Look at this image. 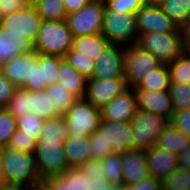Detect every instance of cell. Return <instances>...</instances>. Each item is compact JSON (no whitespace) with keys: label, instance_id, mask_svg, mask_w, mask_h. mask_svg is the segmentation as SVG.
<instances>
[{"label":"cell","instance_id":"6da1fadb","mask_svg":"<svg viewBox=\"0 0 190 190\" xmlns=\"http://www.w3.org/2000/svg\"><path fill=\"white\" fill-rule=\"evenodd\" d=\"M2 167L5 185L20 189L41 182L34 153L17 151L9 147L2 148Z\"/></svg>","mask_w":190,"mask_h":190},{"label":"cell","instance_id":"7a4b0ae2","mask_svg":"<svg viewBox=\"0 0 190 190\" xmlns=\"http://www.w3.org/2000/svg\"><path fill=\"white\" fill-rule=\"evenodd\" d=\"M72 41L66 20H42L34 45L41 54L64 57L71 50Z\"/></svg>","mask_w":190,"mask_h":190},{"label":"cell","instance_id":"3957f363","mask_svg":"<svg viewBox=\"0 0 190 190\" xmlns=\"http://www.w3.org/2000/svg\"><path fill=\"white\" fill-rule=\"evenodd\" d=\"M137 45L165 65L175 61L185 52L182 33H144L139 36Z\"/></svg>","mask_w":190,"mask_h":190},{"label":"cell","instance_id":"277c9868","mask_svg":"<svg viewBox=\"0 0 190 190\" xmlns=\"http://www.w3.org/2000/svg\"><path fill=\"white\" fill-rule=\"evenodd\" d=\"M102 35L110 43H118L124 46L137 44L139 35L136 15L111 11L105 6Z\"/></svg>","mask_w":190,"mask_h":190},{"label":"cell","instance_id":"5b68a950","mask_svg":"<svg viewBox=\"0 0 190 190\" xmlns=\"http://www.w3.org/2000/svg\"><path fill=\"white\" fill-rule=\"evenodd\" d=\"M130 122L134 138V149L144 151L157 144L160 134L169 125V120L139 109L136 110Z\"/></svg>","mask_w":190,"mask_h":190},{"label":"cell","instance_id":"8992f818","mask_svg":"<svg viewBox=\"0 0 190 190\" xmlns=\"http://www.w3.org/2000/svg\"><path fill=\"white\" fill-rule=\"evenodd\" d=\"M68 136H89L98 129L101 122L100 108L95 107L84 98L77 101L64 115Z\"/></svg>","mask_w":190,"mask_h":190},{"label":"cell","instance_id":"52a82bcc","mask_svg":"<svg viewBox=\"0 0 190 190\" xmlns=\"http://www.w3.org/2000/svg\"><path fill=\"white\" fill-rule=\"evenodd\" d=\"M162 63L137 44L127 45L124 54V78L129 88H135L145 76Z\"/></svg>","mask_w":190,"mask_h":190},{"label":"cell","instance_id":"ba28073f","mask_svg":"<svg viewBox=\"0 0 190 190\" xmlns=\"http://www.w3.org/2000/svg\"><path fill=\"white\" fill-rule=\"evenodd\" d=\"M63 143L47 140L37 141L34 157L41 179L60 175L70 169Z\"/></svg>","mask_w":190,"mask_h":190},{"label":"cell","instance_id":"9c48e42d","mask_svg":"<svg viewBox=\"0 0 190 190\" xmlns=\"http://www.w3.org/2000/svg\"><path fill=\"white\" fill-rule=\"evenodd\" d=\"M105 6L100 3L89 2L78 12L68 14L66 22L73 37L92 34H102V21Z\"/></svg>","mask_w":190,"mask_h":190},{"label":"cell","instance_id":"30bf717a","mask_svg":"<svg viewBox=\"0 0 190 190\" xmlns=\"http://www.w3.org/2000/svg\"><path fill=\"white\" fill-rule=\"evenodd\" d=\"M135 15L139 36L150 32L182 33L180 27L163 12L158 4L147 3Z\"/></svg>","mask_w":190,"mask_h":190},{"label":"cell","instance_id":"8fae6325","mask_svg":"<svg viewBox=\"0 0 190 190\" xmlns=\"http://www.w3.org/2000/svg\"><path fill=\"white\" fill-rule=\"evenodd\" d=\"M126 46L109 43L95 60V69L90 78H124V54Z\"/></svg>","mask_w":190,"mask_h":190},{"label":"cell","instance_id":"7c38bea8","mask_svg":"<svg viewBox=\"0 0 190 190\" xmlns=\"http://www.w3.org/2000/svg\"><path fill=\"white\" fill-rule=\"evenodd\" d=\"M128 89L129 86L125 78H111L107 80L88 78L84 99L101 109Z\"/></svg>","mask_w":190,"mask_h":190},{"label":"cell","instance_id":"4fadbf2b","mask_svg":"<svg viewBox=\"0 0 190 190\" xmlns=\"http://www.w3.org/2000/svg\"><path fill=\"white\" fill-rule=\"evenodd\" d=\"M42 20L36 6L30 1L23 8L0 19L8 31L21 32L35 42Z\"/></svg>","mask_w":190,"mask_h":190},{"label":"cell","instance_id":"5bb4252c","mask_svg":"<svg viewBox=\"0 0 190 190\" xmlns=\"http://www.w3.org/2000/svg\"><path fill=\"white\" fill-rule=\"evenodd\" d=\"M39 52H23L2 65V74L17 87L32 84L33 66L38 62Z\"/></svg>","mask_w":190,"mask_h":190},{"label":"cell","instance_id":"9a60e30c","mask_svg":"<svg viewBox=\"0 0 190 190\" xmlns=\"http://www.w3.org/2000/svg\"><path fill=\"white\" fill-rule=\"evenodd\" d=\"M98 129L104 133L108 146L113 147L114 153L124 154L134 149V138L130 121L102 120Z\"/></svg>","mask_w":190,"mask_h":190},{"label":"cell","instance_id":"2e32d148","mask_svg":"<svg viewBox=\"0 0 190 190\" xmlns=\"http://www.w3.org/2000/svg\"><path fill=\"white\" fill-rule=\"evenodd\" d=\"M134 91L137 99V109L159 115L170 121L174 110L169 91Z\"/></svg>","mask_w":190,"mask_h":190},{"label":"cell","instance_id":"e0dca14e","mask_svg":"<svg viewBox=\"0 0 190 190\" xmlns=\"http://www.w3.org/2000/svg\"><path fill=\"white\" fill-rule=\"evenodd\" d=\"M136 110V94L134 88H129L100 109L101 119L116 122L131 121Z\"/></svg>","mask_w":190,"mask_h":190},{"label":"cell","instance_id":"ac0fdd59","mask_svg":"<svg viewBox=\"0 0 190 190\" xmlns=\"http://www.w3.org/2000/svg\"><path fill=\"white\" fill-rule=\"evenodd\" d=\"M35 50L34 41L21 32L8 31L0 25V64L12 60L23 52Z\"/></svg>","mask_w":190,"mask_h":190},{"label":"cell","instance_id":"d6986e66","mask_svg":"<svg viewBox=\"0 0 190 190\" xmlns=\"http://www.w3.org/2000/svg\"><path fill=\"white\" fill-rule=\"evenodd\" d=\"M149 175L162 181L171 172L178 169L177 155L155 144L145 151Z\"/></svg>","mask_w":190,"mask_h":190},{"label":"cell","instance_id":"ffe728a7","mask_svg":"<svg viewBox=\"0 0 190 190\" xmlns=\"http://www.w3.org/2000/svg\"><path fill=\"white\" fill-rule=\"evenodd\" d=\"M47 190H90V178L84 177L77 168L46 177L40 182Z\"/></svg>","mask_w":190,"mask_h":190},{"label":"cell","instance_id":"44dd1931","mask_svg":"<svg viewBox=\"0 0 190 190\" xmlns=\"http://www.w3.org/2000/svg\"><path fill=\"white\" fill-rule=\"evenodd\" d=\"M123 178L124 184H136L149 175L144 150L133 149L123 154Z\"/></svg>","mask_w":190,"mask_h":190},{"label":"cell","instance_id":"7402d4cb","mask_svg":"<svg viewBox=\"0 0 190 190\" xmlns=\"http://www.w3.org/2000/svg\"><path fill=\"white\" fill-rule=\"evenodd\" d=\"M69 168H77L91 159L89 136H68L63 143Z\"/></svg>","mask_w":190,"mask_h":190},{"label":"cell","instance_id":"603a6c76","mask_svg":"<svg viewBox=\"0 0 190 190\" xmlns=\"http://www.w3.org/2000/svg\"><path fill=\"white\" fill-rule=\"evenodd\" d=\"M88 78L71 67L66 60H62L58 70V83L78 99H82L86 93Z\"/></svg>","mask_w":190,"mask_h":190},{"label":"cell","instance_id":"cb8c5ba5","mask_svg":"<svg viewBox=\"0 0 190 190\" xmlns=\"http://www.w3.org/2000/svg\"><path fill=\"white\" fill-rule=\"evenodd\" d=\"M109 43L102 34L73 37L71 50L96 60Z\"/></svg>","mask_w":190,"mask_h":190},{"label":"cell","instance_id":"d4e9b609","mask_svg":"<svg viewBox=\"0 0 190 190\" xmlns=\"http://www.w3.org/2000/svg\"><path fill=\"white\" fill-rule=\"evenodd\" d=\"M157 145L178 156L189 147L190 138L169 124L160 134Z\"/></svg>","mask_w":190,"mask_h":190},{"label":"cell","instance_id":"484cf974","mask_svg":"<svg viewBox=\"0 0 190 190\" xmlns=\"http://www.w3.org/2000/svg\"><path fill=\"white\" fill-rule=\"evenodd\" d=\"M171 84L170 72L167 65L162 64L134 88V90L169 91Z\"/></svg>","mask_w":190,"mask_h":190},{"label":"cell","instance_id":"4316f807","mask_svg":"<svg viewBox=\"0 0 190 190\" xmlns=\"http://www.w3.org/2000/svg\"><path fill=\"white\" fill-rule=\"evenodd\" d=\"M30 108L32 113L37 114L44 120L60 116L45 90L30 91Z\"/></svg>","mask_w":190,"mask_h":190},{"label":"cell","instance_id":"83f0119b","mask_svg":"<svg viewBox=\"0 0 190 190\" xmlns=\"http://www.w3.org/2000/svg\"><path fill=\"white\" fill-rule=\"evenodd\" d=\"M158 6L180 28L190 19V0H163Z\"/></svg>","mask_w":190,"mask_h":190},{"label":"cell","instance_id":"f1b7e54d","mask_svg":"<svg viewBox=\"0 0 190 190\" xmlns=\"http://www.w3.org/2000/svg\"><path fill=\"white\" fill-rule=\"evenodd\" d=\"M68 137L67 123L64 116L45 120L39 140L64 142Z\"/></svg>","mask_w":190,"mask_h":190},{"label":"cell","instance_id":"f546056e","mask_svg":"<svg viewBox=\"0 0 190 190\" xmlns=\"http://www.w3.org/2000/svg\"><path fill=\"white\" fill-rule=\"evenodd\" d=\"M48 97L53 101L57 112L60 116H64L67 110L77 101V97L68 92L60 83L49 85L45 89Z\"/></svg>","mask_w":190,"mask_h":190},{"label":"cell","instance_id":"4dcf8cb0","mask_svg":"<svg viewBox=\"0 0 190 190\" xmlns=\"http://www.w3.org/2000/svg\"><path fill=\"white\" fill-rule=\"evenodd\" d=\"M122 162L123 154L121 153H111L102 159L104 177L109 183L117 186L124 184Z\"/></svg>","mask_w":190,"mask_h":190},{"label":"cell","instance_id":"1f68e13d","mask_svg":"<svg viewBox=\"0 0 190 190\" xmlns=\"http://www.w3.org/2000/svg\"><path fill=\"white\" fill-rule=\"evenodd\" d=\"M36 6L41 20H66L67 13L63 0H31Z\"/></svg>","mask_w":190,"mask_h":190},{"label":"cell","instance_id":"d6a6232c","mask_svg":"<svg viewBox=\"0 0 190 190\" xmlns=\"http://www.w3.org/2000/svg\"><path fill=\"white\" fill-rule=\"evenodd\" d=\"M171 83L190 84V53L184 52L179 58L167 65Z\"/></svg>","mask_w":190,"mask_h":190},{"label":"cell","instance_id":"836d02e7","mask_svg":"<svg viewBox=\"0 0 190 190\" xmlns=\"http://www.w3.org/2000/svg\"><path fill=\"white\" fill-rule=\"evenodd\" d=\"M6 109L16 118L29 114L31 112L30 91L24 87H17Z\"/></svg>","mask_w":190,"mask_h":190},{"label":"cell","instance_id":"e575fe53","mask_svg":"<svg viewBox=\"0 0 190 190\" xmlns=\"http://www.w3.org/2000/svg\"><path fill=\"white\" fill-rule=\"evenodd\" d=\"M162 190H190V170L178 168L161 181Z\"/></svg>","mask_w":190,"mask_h":190},{"label":"cell","instance_id":"d590c367","mask_svg":"<svg viewBox=\"0 0 190 190\" xmlns=\"http://www.w3.org/2000/svg\"><path fill=\"white\" fill-rule=\"evenodd\" d=\"M63 58L71 67L87 78L92 76L95 69V60L91 57L79 55V52L70 50Z\"/></svg>","mask_w":190,"mask_h":190},{"label":"cell","instance_id":"8d00e7d4","mask_svg":"<svg viewBox=\"0 0 190 190\" xmlns=\"http://www.w3.org/2000/svg\"><path fill=\"white\" fill-rule=\"evenodd\" d=\"M169 93L171 95L174 112L190 108V84L171 83Z\"/></svg>","mask_w":190,"mask_h":190},{"label":"cell","instance_id":"74e56055","mask_svg":"<svg viewBox=\"0 0 190 190\" xmlns=\"http://www.w3.org/2000/svg\"><path fill=\"white\" fill-rule=\"evenodd\" d=\"M17 129L16 117L6 108L0 109V148H6Z\"/></svg>","mask_w":190,"mask_h":190},{"label":"cell","instance_id":"f35d334b","mask_svg":"<svg viewBox=\"0 0 190 190\" xmlns=\"http://www.w3.org/2000/svg\"><path fill=\"white\" fill-rule=\"evenodd\" d=\"M89 139L91 147V159L102 160L107 155L114 153L113 147L108 146L104 137V133H102L99 129L90 134Z\"/></svg>","mask_w":190,"mask_h":190},{"label":"cell","instance_id":"ab89813d","mask_svg":"<svg viewBox=\"0 0 190 190\" xmlns=\"http://www.w3.org/2000/svg\"><path fill=\"white\" fill-rule=\"evenodd\" d=\"M38 139L35 135L23 133V130L16 129L7 147L26 153H34Z\"/></svg>","mask_w":190,"mask_h":190},{"label":"cell","instance_id":"60d3db41","mask_svg":"<svg viewBox=\"0 0 190 190\" xmlns=\"http://www.w3.org/2000/svg\"><path fill=\"white\" fill-rule=\"evenodd\" d=\"M17 128L23 130V133L35 135L39 140L40 131L43 128L45 120L37 114L30 112L27 115L16 118Z\"/></svg>","mask_w":190,"mask_h":190},{"label":"cell","instance_id":"b9f144b4","mask_svg":"<svg viewBox=\"0 0 190 190\" xmlns=\"http://www.w3.org/2000/svg\"><path fill=\"white\" fill-rule=\"evenodd\" d=\"M48 86L44 74V54L39 53L38 62L33 66L32 84H25L23 87L29 91H39Z\"/></svg>","mask_w":190,"mask_h":190},{"label":"cell","instance_id":"7bdbcfd3","mask_svg":"<svg viewBox=\"0 0 190 190\" xmlns=\"http://www.w3.org/2000/svg\"><path fill=\"white\" fill-rule=\"evenodd\" d=\"M63 57L44 54V74L48 85L58 82V70Z\"/></svg>","mask_w":190,"mask_h":190},{"label":"cell","instance_id":"ee69618b","mask_svg":"<svg viewBox=\"0 0 190 190\" xmlns=\"http://www.w3.org/2000/svg\"><path fill=\"white\" fill-rule=\"evenodd\" d=\"M147 3L144 0H109L106 7L115 12L136 13Z\"/></svg>","mask_w":190,"mask_h":190},{"label":"cell","instance_id":"f6af8a7d","mask_svg":"<svg viewBox=\"0 0 190 190\" xmlns=\"http://www.w3.org/2000/svg\"><path fill=\"white\" fill-rule=\"evenodd\" d=\"M169 124L190 138V108L174 112Z\"/></svg>","mask_w":190,"mask_h":190},{"label":"cell","instance_id":"bcb514c9","mask_svg":"<svg viewBox=\"0 0 190 190\" xmlns=\"http://www.w3.org/2000/svg\"><path fill=\"white\" fill-rule=\"evenodd\" d=\"M17 86L3 74L0 75V109L6 108Z\"/></svg>","mask_w":190,"mask_h":190},{"label":"cell","instance_id":"7dc6e473","mask_svg":"<svg viewBox=\"0 0 190 190\" xmlns=\"http://www.w3.org/2000/svg\"><path fill=\"white\" fill-rule=\"evenodd\" d=\"M84 177H104L102 169V160L90 159L88 162L77 167Z\"/></svg>","mask_w":190,"mask_h":190},{"label":"cell","instance_id":"c3c4849f","mask_svg":"<svg viewBox=\"0 0 190 190\" xmlns=\"http://www.w3.org/2000/svg\"><path fill=\"white\" fill-rule=\"evenodd\" d=\"M31 0H0V19L23 8Z\"/></svg>","mask_w":190,"mask_h":190},{"label":"cell","instance_id":"681fc988","mask_svg":"<svg viewBox=\"0 0 190 190\" xmlns=\"http://www.w3.org/2000/svg\"><path fill=\"white\" fill-rule=\"evenodd\" d=\"M130 186L135 190H162L161 181L152 176H148L136 184H130Z\"/></svg>","mask_w":190,"mask_h":190},{"label":"cell","instance_id":"f907efd6","mask_svg":"<svg viewBox=\"0 0 190 190\" xmlns=\"http://www.w3.org/2000/svg\"><path fill=\"white\" fill-rule=\"evenodd\" d=\"M90 190H119V186L109 183L105 177H90Z\"/></svg>","mask_w":190,"mask_h":190},{"label":"cell","instance_id":"816d5d0a","mask_svg":"<svg viewBox=\"0 0 190 190\" xmlns=\"http://www.w3.org/2000/svg\"><path fill=\"white\" fill-rule=\"evenodd\" d=\"M89 0H63L65 11L68 14L78 12L84 6H86Z\"/></svg>","mask_w":190,"mask_h":190},{"label":"cell","instance_id":"f5cc1de1","mask_svg":"<svg viewBox=\"0 0 190 190\" xmlns=\"http://www.w3.org/2000/svg\"><path fill=\"white\" fill-rule=\"evenodd\" d=\"M178 168L190 170V145L177 156Z\"/></svg>","mask_w":190,"mask_h":190},{"label":"cell","instance_id":"db71d44e","mask_svg":"<svg viewBox=\"0 0 190 190\" xmlns=\"http://www.w3.org/2000/svg\"><path fill=\"white\" fill-rule=\"evenodd\" d=\"M180 29L185 51L190 53V19Z\"/></svg>","mask_w":190,"mask_h":190},{"label":"cell","instance_id":"11a10c76","mask_svg":"<svg viewBox=\"0 0 190 190\" xmlns=\"http://www.w3.org/2000/svg\"><path fill=\"white\" fill-rule=\"evenodd\" d=\"M5 186V179L3 176V167H2V148H0V187Z\"/></svg>","mask_w":190,"mask_h":190},{"label":"cell","instance_id":"9f6ffc18","mask_svg":"<svg viewBox=\"0 0 190 190\" xmlns=\"http://www.w3.org/2000/svg\"><path fill=\"white\" fill-rule=\"evenodd\" d=\"M21 190H47L41 183L28 187H23Z\"/></svg>","mask_w":190,"mask_h":190},{"label":"cell","instance_id":"6f0895ef","mask_svg":"<svg viewBox=\"0 0 190 190\" xmlns=\"http://www.w3.org/2000/svg\"><path fill=\"white\" fill-rule=\"evenodd\" d=\"M0 190H21V189L17 186L5 185V186H1Z\"/></svg>","mask_w":190,"mask_h":190},{"label":"cell","instance_id":"680465c9","mask_svg":"<svg viewBox=\"0 0 190 190\" xmlns=\"http://www.w3.org/2000/svg\"><path fill=\"white\" fill-rule=\"evenodd\" d=\"M119 190H135L130 185L122 184L119 186Z\"/></svg>","mask_w":190,"mask_h":190},{"label":"cell","instance_id":"91938a15","mask_svg":"<svg viewBox=\"0 0 190 190\" xmlns=\"http://www.w3.org/2000/svg\"><path fill=\"white\" fill-rule=\"evenodd\" d=\"M89 1L94 2V3H100V4H103V5H106L109 0H89Z\"/></svg>","mask_w":190,"mask_h":190},{"label":"cell","instance_id":"94428289","mask_svg":"<svg viewBox=\"0 0 190 190\" xmlns=\"http://www.w3.org/2000/svg\"><path fill=\"white\" fill-rule=\"evenodd\" d=\"M146 3L155 4V0H144Z\"/></svg>","mask_w":190,"mask_h":190},{"label":"cell","instance_id":"6125c7cd","mask_svg":"<svg viewBox=\"0 0 190 190\" xmlns=\"http://www.w3.org/2000/svg\"><path fill=\"white\" fill-rule=\"evenodd\" d=\"M161 1H163V0H155V4H158Z\"/></svg>","mask_w":190,"mask_h":190},{"label":"cell","instance_id":"be15d7a7","mask_svg":"<svg viewBox=\"0 0 190 190\" xmlns=\"http://www.w3.org/2000/svg\"><path fill=\"white\" fill-rule=\"evenodd\" d=\"M2 74V65L0 64V75Z\"/></svg>","mask_w":190,"mask_h":190}]
</instances>
